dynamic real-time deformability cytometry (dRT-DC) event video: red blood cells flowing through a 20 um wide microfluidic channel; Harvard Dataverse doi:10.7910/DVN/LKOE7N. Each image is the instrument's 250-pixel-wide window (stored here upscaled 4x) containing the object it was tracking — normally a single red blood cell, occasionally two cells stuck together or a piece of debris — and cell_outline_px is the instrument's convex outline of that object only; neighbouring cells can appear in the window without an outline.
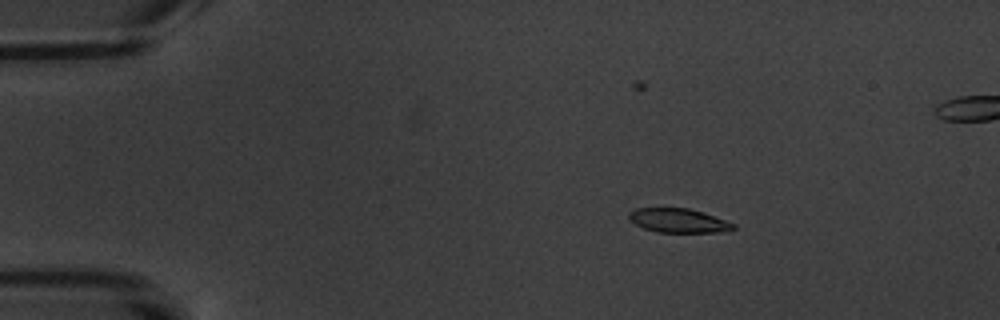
{"species": "common noctule bat (a hibernating species)", "species_latin": "Nyctalus noctula", "temperature_condition": "warm", "stored_images_in_passage": 6, "camera_frame_rate_fps": 3000, "um_per_image_px": 0.085, "animal": {"sex": "male", "body_mass_g": 20.1, "forearm_length_mm": 53.5}, "frame": {"image": 1, "passage_image": 3, "time_ms": 3.333, "image_size_px": [1000, 320], "cell_outline_px": [[736, 228], [720, 232], [656, 232], [644, 228], [628, 220], [628, 212], [636, 208], [688, 208], [736, 224]], "centroid_in_image_um": [57.61, 18.75], "position_along_channel_um": 27.4, "area_um2": 14.51}}